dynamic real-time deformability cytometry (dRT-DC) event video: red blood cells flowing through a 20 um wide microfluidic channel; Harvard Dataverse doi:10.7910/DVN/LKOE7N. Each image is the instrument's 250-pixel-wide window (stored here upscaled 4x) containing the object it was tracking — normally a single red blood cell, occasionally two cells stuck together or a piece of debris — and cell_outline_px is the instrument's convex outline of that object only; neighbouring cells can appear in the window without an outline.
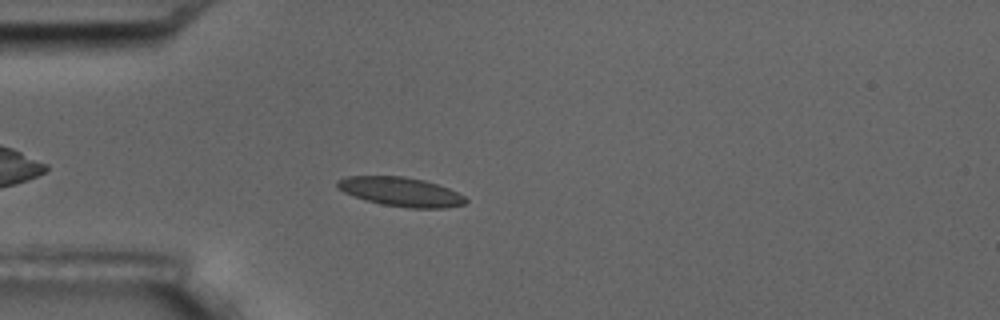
{"species": "common noctule bat (a hibernating species)", "species_latin": "Nyctalus noctula", "temperature_condition": "room temperature", "stored_images_in_passage": 5, "camera_frame_rate_fps": 3000, "um_per_image_px": 0.085, "animal": {"sex": "male", "body_mass_g": 17.5, "forearm_length_mm": 52.3}, "frame": {"image": 1, "passage_image": 4, "time_ms": 3.667, "image_size_px": [1000, 320], "cell_outline_px": [[468, 200], [464, 204], [448, 208], [408, 208], [384, 204], [364, 200], [344, 192], [336, 184], [336, 180], [348, 176], [404, 176], [424, 180], [448, 188], [464, 196]], "centroid_in_image_um": [34.08, 16.3], "position_along_channel_um": 50.9, "area_um2": 21.68}}